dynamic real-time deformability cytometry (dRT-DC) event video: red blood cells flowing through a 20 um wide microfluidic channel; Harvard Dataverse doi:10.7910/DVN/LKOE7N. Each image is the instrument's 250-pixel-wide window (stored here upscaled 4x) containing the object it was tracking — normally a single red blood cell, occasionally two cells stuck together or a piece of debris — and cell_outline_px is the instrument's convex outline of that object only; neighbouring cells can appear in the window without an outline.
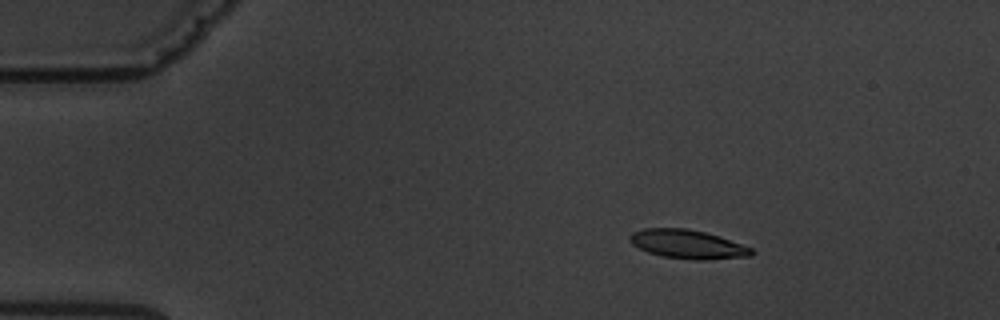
{"species": "common noctule bat (a hibernating species)", "species_latin": "Nyctalus noctula", "temperature_condition": "warm", "stored_images_in_passage": 5, "camera_frame_rate_fps": 3000, "um_per_image_px": 0.085, "animal": {"sex": "male", "body_mass_g": 19.5, "forearm_length_mm": 54.6}, "frame": {"image": 1, "passage_image": 3, "time_ms": 2.333, "image_size_px": [1000, 320], "cell_outline_px": [[756, 252], [752, 256], [704, 260], [696, 260], [664, 256], [648, 252], [632, 244], [628, 240], [628, 236], [632, 232], [644, 228], [688, 228], [720, 236], [752, 248]], "centroid_in_image_um": [58.46, 20.75], "position_along_channel_um": 26.5, "area_um2": 20.52}}